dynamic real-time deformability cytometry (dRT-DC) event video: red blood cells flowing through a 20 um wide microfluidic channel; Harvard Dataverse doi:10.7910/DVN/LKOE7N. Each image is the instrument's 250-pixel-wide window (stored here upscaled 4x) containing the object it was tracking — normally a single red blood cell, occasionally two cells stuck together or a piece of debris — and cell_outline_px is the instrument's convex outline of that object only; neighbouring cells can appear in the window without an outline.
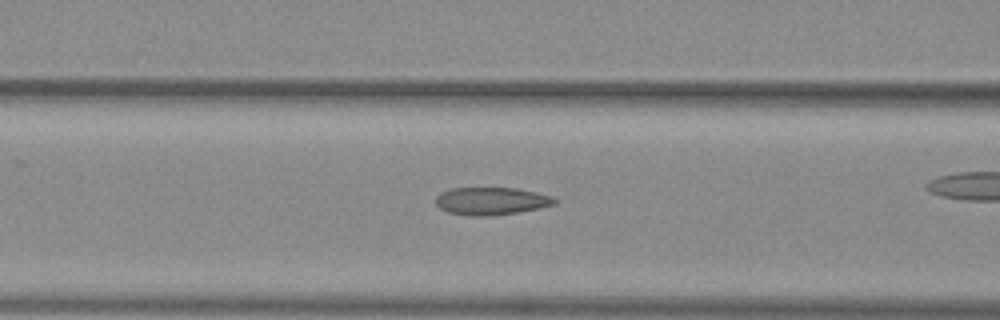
{"species": "common noctule bat (a hibernating species)", "species_latin": "Nyctalus noctula", "temperature_condition": "warm", "stored_images_in_passage": 43, "camera_frame_rate_fps": 3000, "um_per_image_px": 0.085, "animal": {"sex": "female", "body_mass_g": 29.2, "forearm_length_mm": 56.3}, "frame": {"image": 1, "passage_image": 23, "time_ms": 7.333, "image_size_px": [1000, 320], "cell_outline_px": [[556, 204], [540, 208], [516, 212], [488, 216], [468, 216], [448, 212], [440, 208], [436, 204], [436, 196], [440, 192], [448, 188], [516, 188], [536, 192], [552, 196], [556, 200]], "centroid_in_image_um": [41.73, 17.08], "position_along_channel_um": 124.9, "area_um2": 19.19}}
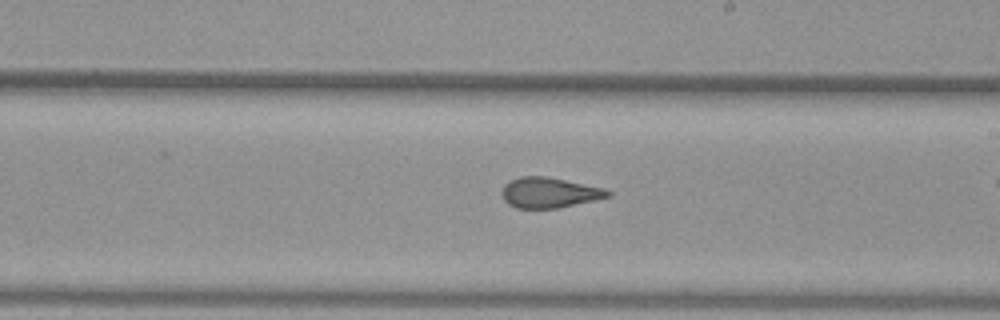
{"frame": {"image": 2, "passage_image": 32, "time_ms": 10.333, "image_size_px": [1000, 320], "cell_outline_px": [[612, 196], [596, 200], [556, 208], [516, 208], [508, 204], [504, 200], [500, 192], [504, 184], [520, 176], [544, 176], [604, 188], [612, 192]], "centroid_in_image_um": [46.68, 16.38], "position_along_channel_um": 242.3, "area_um2": 18.73}}
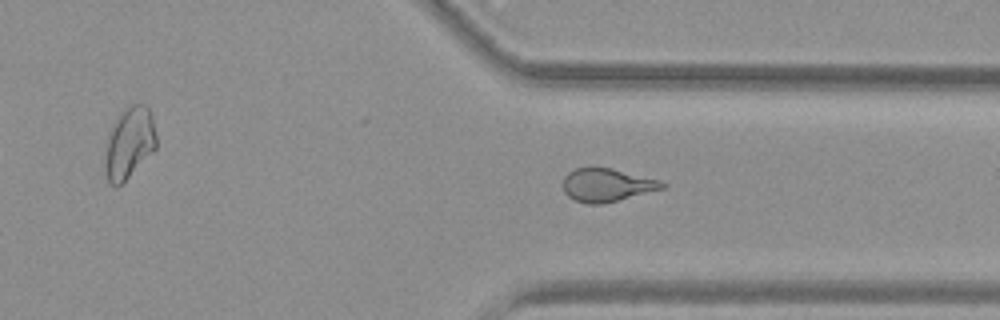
{"frame": {"image": 3, "passage_image": 41, "time_ms": 13.333, "image_size_px": [1000, 320], "cell_outline_px": [[668, 184], [664, 188], [600, 204], [588, 204], [576, 200], [568, 196], [564, 192], [564, 176], [568, 172], [576, 168], [612, 168], [660, 180]], "centroid_in_image_um": [51.58, 15.72], "position_along_channel_um": 359.8, "area_um2": 18.84}}